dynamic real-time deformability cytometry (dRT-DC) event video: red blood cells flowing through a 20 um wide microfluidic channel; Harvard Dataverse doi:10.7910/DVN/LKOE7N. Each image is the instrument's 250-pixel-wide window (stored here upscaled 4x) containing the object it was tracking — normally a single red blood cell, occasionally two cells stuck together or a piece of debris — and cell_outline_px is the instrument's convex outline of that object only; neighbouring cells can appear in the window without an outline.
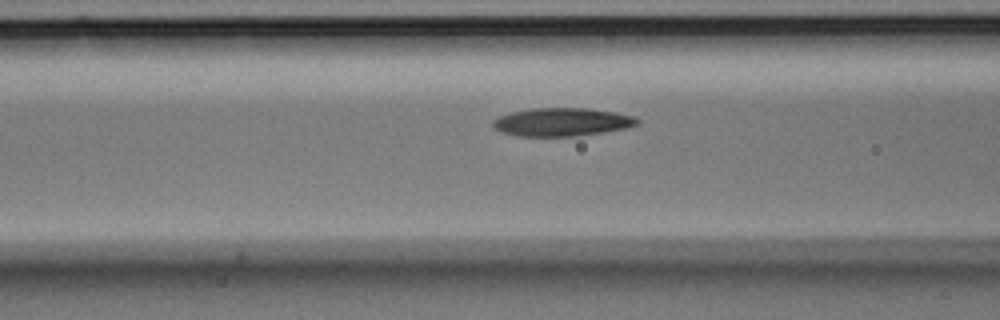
{"species": "Egyptian fruit bat (a non-hibernating species)", "species_latin": "Rousettus aegyptiacus", "temperature_condition": "room temperature", "stored_images_in_passage": 6, "segment_of_instrument_passage": [2, 2], "camera_frame_rate_fps": 3000, "um_per_image_px": 0.085, "animal": {"sex": "male"}, "frame": {"image": 1, "passage_image": 6, "time_ms": 1.667, "image_size_px": [1000, 320], "cell_outline_px": [[640, 124], [624, 128], [604, 132], [576, 136], [516, 136], [504, 132], [496, 128], [492, 124], [492, 120], [500, 116], [512, 112], [532, 108], [588, 108], [616, 112], [636, 116], [640, 120]], "centroid_in_image_um": [47.82, 10.36], "position_along_channel_um": 118.8, "area_um2": 23.76}}